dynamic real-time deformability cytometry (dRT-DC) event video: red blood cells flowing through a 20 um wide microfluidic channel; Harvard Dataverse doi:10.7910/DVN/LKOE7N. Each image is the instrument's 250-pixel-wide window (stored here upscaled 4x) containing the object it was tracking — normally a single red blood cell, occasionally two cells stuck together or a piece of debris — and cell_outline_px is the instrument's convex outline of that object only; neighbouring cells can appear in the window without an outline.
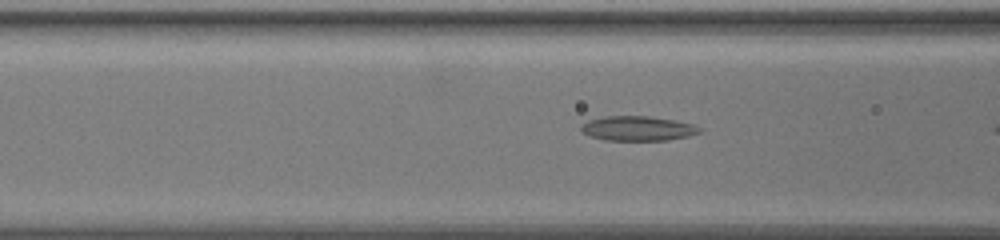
{"species": "common noctule bat (a hibernating species)", "species_latin": "Nyctalus noctula", "temperature_condition": "warm", "stored_images_in_passage": 27, "camera_frame_rate_fps": 3000, "um_per_image_px": 0.085, "animal": {"sex": "female", "body_mass_g": 19.5, "forearm_length_mm": 54.1}, "frame": {"image": 1, "passage_image": 5, "time_ms": 1.333, "image_size_px": [1000, 240], "cell_outline_px": [[700, 132], [688, 136], [668, 140], [604, 140], [592, 136], [584, 132], [580, 128], [588, 120], [604, 116], [648, 116], [672, 120], [692, 124], [700, 128]], "centroid_in_image_um": [54.2, 10.91], "position_along_channel_um": 112.4, "area_um2": 16.7}}
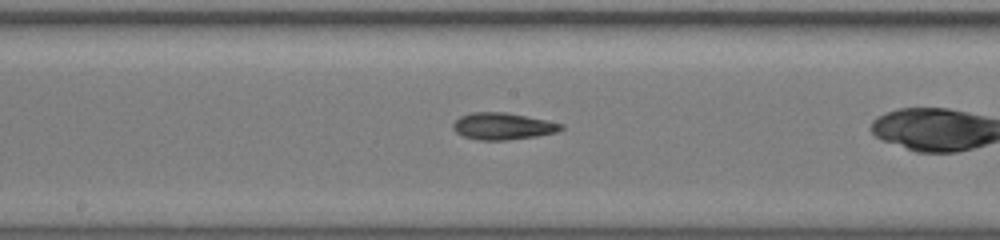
{"frame": {"image": 2, "passage_image": 13, "time_ms": 4.0, "image_size_px": [1000, 240], "cell_outline_px": [[564, 128], [556, 132], [536, 136], [504, 140], [480, 140], [464, 136], [456, 132], [452, 128], [452, 124], [460, 116], [472, 112], [504, 112], [564, 124]], "centroid_in_image_um": [42.71, 10.72], "position_along_channel_um": 205.5, "area_um2": 16.65}}
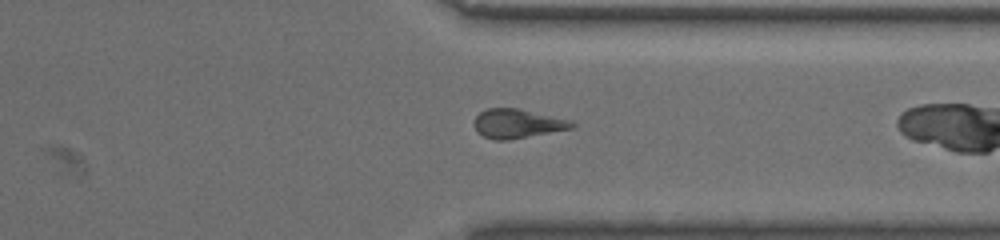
{"frame": {"image": 3, "passage_image": 26, "time_ms": 8.333, "image_size_px": [1000, 240], "cell_outline_px": [[576, 124], [572, 128], [508, 140], [496, 140], [484, 136], [476, 132], [472, 124], [476, 116], [480, 112], [488, 108], [520, 108], [572, 120]], "centroid_in_image_um": [43.96, 10.49], "position_along_channel_um": 367.4, "area_um2": 16.7}}